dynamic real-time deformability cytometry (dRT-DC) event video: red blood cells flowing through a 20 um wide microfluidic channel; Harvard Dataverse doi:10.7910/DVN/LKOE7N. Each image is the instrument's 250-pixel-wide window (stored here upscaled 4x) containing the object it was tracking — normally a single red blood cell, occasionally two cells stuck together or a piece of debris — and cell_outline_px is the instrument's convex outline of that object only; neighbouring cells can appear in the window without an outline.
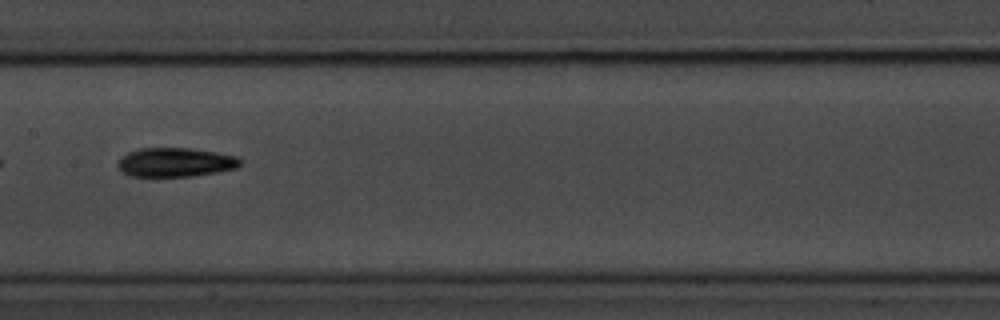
{"species": "common noctule bat (a hibernating species)", "species_latin": "Nyctalus noctula", "temperature_condition": "room temperature", "stored_images_in_passage": 54, "camera_frame_rate_fps": 3000, "um_per_image_px": 0.085, "animal": {"sex": "male", "body_mass_g": 20.1, "forearm_length_mm": 53.5}, "frame": {"image": 1, "passage_image": 27, "time_ms": 8.667, "image_size_px": [1000, 320], "cell_outline_px": [[240, 164], [236, 168], [216, 172], [192, 176], [128, 176], [116, 164], [120, 156], [128, 152], [140, 148], [192, 148], [216, 152], [236, 156], [240, 160]], "centroid_in_image_um": [14.87, 13.78], "position_along_channel_um": 192.5, "area_um2": 20.69}}
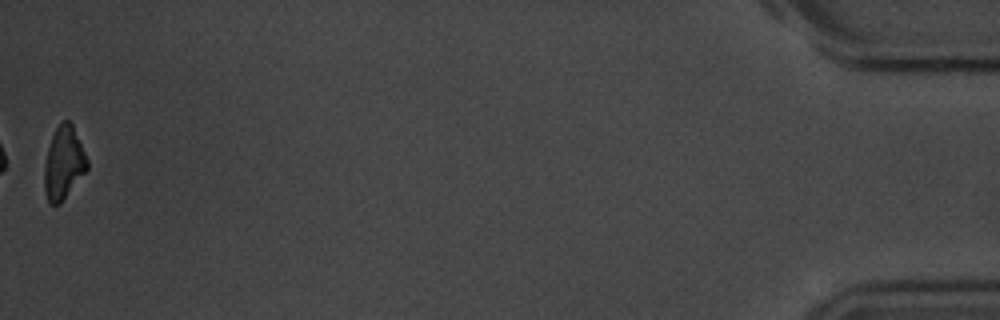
{"frame": {"image": 2, "passage_image": 54, "time_ms": 17.667, "image_size_px": [1000, 320], "cell_outline_px": [[88, 168], [60, 204], [48, 204], [44, 188], [44, 164], [48, 148], [52, 136], [56, 128], [64, 120], [68, 120], [72, 124], [88, 160]], "centroid_in_image_um": [5.39, 13.88], "position_along_channel_um": 429.8, "area_um2": 17.98}, "authors_computed_cell_mechanics": {"area_um2": 20.1433, "velocity_mm_per_s": 3.7001, "shape_relaxation_time_tau1_ms": 2.4833, "shape_relaxation_time_tau2_ms": 4.9769, "deformation_change_tau1": 0.1273, "deformation_change_tau2": 0.1161}}